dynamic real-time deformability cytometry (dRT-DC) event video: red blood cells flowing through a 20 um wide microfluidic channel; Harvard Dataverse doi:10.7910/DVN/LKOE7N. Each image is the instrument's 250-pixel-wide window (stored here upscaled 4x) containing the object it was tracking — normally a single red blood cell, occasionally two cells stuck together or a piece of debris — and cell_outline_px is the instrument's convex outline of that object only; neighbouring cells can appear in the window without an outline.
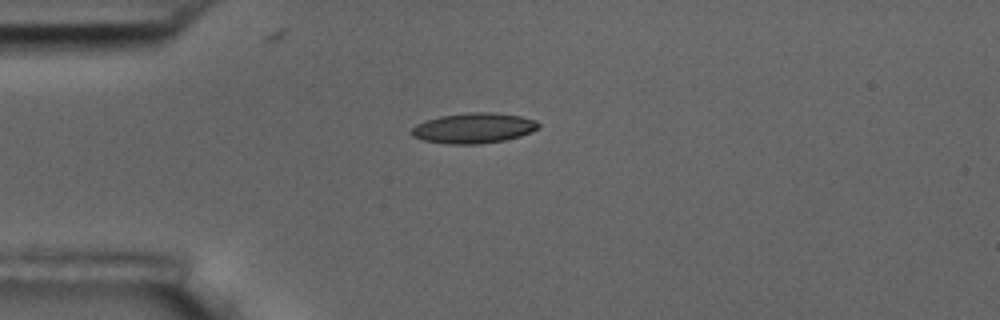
{"species": "common noctule bat (a hibernating species)", "species_latin": "Nyctalus noctula", "temperature_condition": "room temperature", "stored_images_in_passage": 3, "camera_frame_rate_fps": 3000, "um_per_image_px": 0.085, "animal": {"sex": "male", "body_mass_g": 17.5, "forearm_length_mm": 52.3}, "frame": {"image": 1, "passage_image": 1, "time_ms": 0.0, "image_size_px": [1000, 320], "cell_outline_px": [[540, 128], [532, 132], [520, 136], [504, 140], [480, 144], [448, 144], [424, 140], [412, 136], [408, 132], [416, 124], [424, 120], [440, 116], [468, 112], [492, 112], [520, 116], [536, 120], [540, 124]], "centroid_in_image_um": [40.25, 10.88], "position_along_channel_um": 44.7, "area_um2": 22.66}}